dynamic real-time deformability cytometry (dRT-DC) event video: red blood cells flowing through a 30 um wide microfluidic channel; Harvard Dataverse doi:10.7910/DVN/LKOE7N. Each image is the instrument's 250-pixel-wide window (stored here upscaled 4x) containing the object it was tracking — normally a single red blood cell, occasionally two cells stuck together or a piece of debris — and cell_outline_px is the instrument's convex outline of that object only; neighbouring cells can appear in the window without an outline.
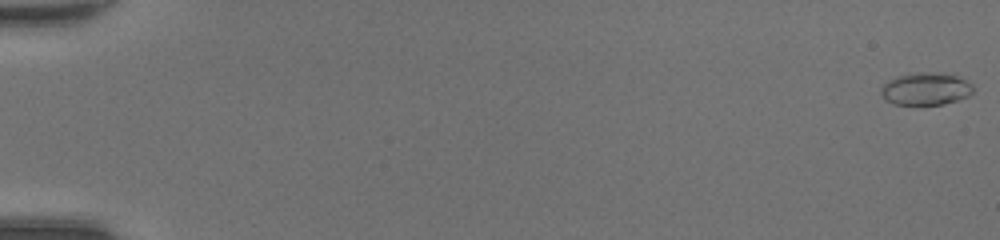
{"species": "common noctule bat (a hibernating species)", "species_latin": "Nyctalus noctula", "temperature_condition": "room temperature", "stored_images_in_passage": 49, "camera_frame_rate_fps": 3000, "um_per_image_px": 0.085, "animal": {"sex": "female", "body_mass_g": 20.0, "forearm_length_mm": 54.0}, "frame": {"image": 1, "passage_image": 1, "time_ms": 0.0, "image_size_px": [1000, 240], "cell_outline_px": [[976, 88], [968, 96], [944, 104], [892, 104], [884, 100], [880, 92], [880, 88], [888, 80], [896, 76], [912, 72], [952, 72], [972, 84]], "centroid_in_image_um": [78.7, 7.52], "position_along_channel_um": 6.3, "area_um2": 17.92}}
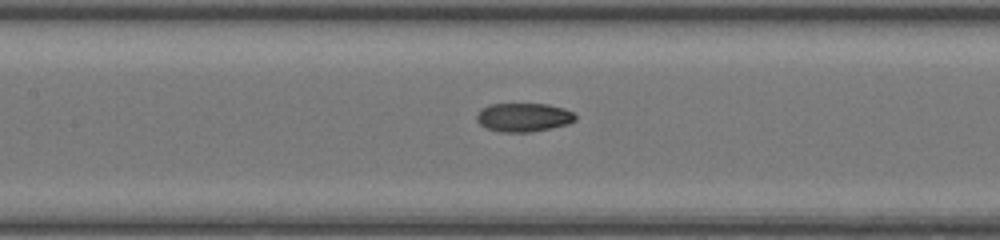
{"frame": {"image": 2, "passage_image": 25, "time_ms": 8.0, "image_size_px": [1000, 240], "cell_outline_px": [[576, 120], [568, 124], [532, 132], [500, 132], [488, 128], [480, 124], [476, 120], [476, 112], [480, 108], [488, 104], [548, 104], [564, 108], [572, 112], [576, 116]], "centroid_in_image_um": [44.47, 9.96], "position_along_channel_um": 162.9, "area_um2": 16.65}}
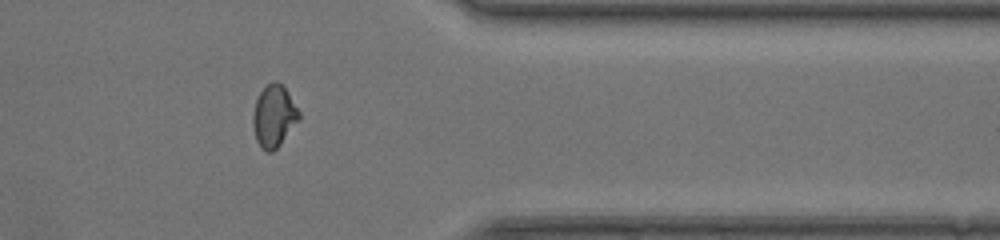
{"frame": {"image": 3, "passage_image": 41, "time_ms": 13.333, "image_size_px": [1000, 240], "cell_outline_px": [[300, 120], [280, 144], [272, 152], [268, 152], [260, 148], [256, 140], [252, 124], [252, 116], [256, 100], [260, 92], [272, 80], [276, 80], [284, 84], [300, 112]], "centroid_in_image_um": [23.29, 9.85], "position_along_channel_um": 388.1, "area_um2": 16.94}, "authors_computed_cell_mechanics": {"area_um2": 16.6464, "velocity_mm_per_s": 4.4133, "shape_relaxation_time_tau1_ms": null, "shape_relaxation_time_tau2_ms": 2.0999, "deformation_change_tau1": null, "deformation_change_tau2": 0.0619}}